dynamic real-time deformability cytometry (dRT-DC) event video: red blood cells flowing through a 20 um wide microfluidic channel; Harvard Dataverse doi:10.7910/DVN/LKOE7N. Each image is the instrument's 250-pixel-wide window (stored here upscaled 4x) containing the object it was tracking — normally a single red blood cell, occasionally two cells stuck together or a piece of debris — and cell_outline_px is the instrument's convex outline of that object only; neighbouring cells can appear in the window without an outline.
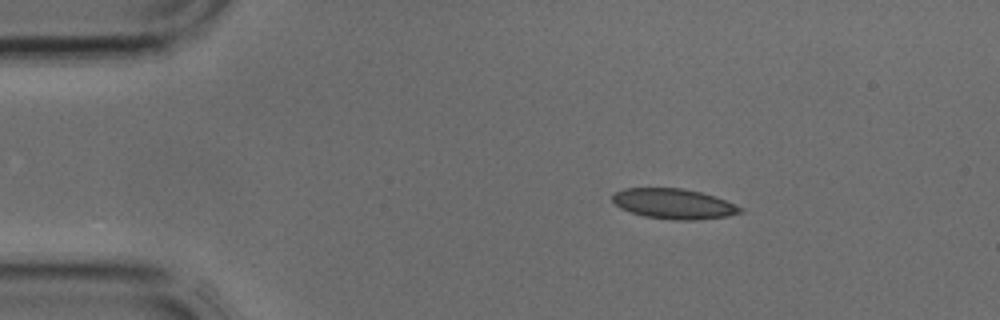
{"species": "common noctule bat (a hibernating species)", "species_latin": "Nyctalus noctula", "temperature_condition": "cold", "stored_images_in_passage": 3, "camera_frame_rate_fps": 3000, "um_per_image_px": 0.085, "animal": {"sex": "male", "body_mass_g": 17.9, "forearm_length_mm": 54.2}, "frame": {"image": 1, "passage_image": 1, "time_ms": 0.0, "image_size_px": [1000, 320], "cell_outline_px": [[744, 212], [728, 216], [696, 220], [676, 220], [644, 216], [620, 208], [612, 200], [612, 196], [616, 192], [624, 188], [680, 188], [700, 192], [724, 200], [744, 208]], "centroid_in_image_um": [57.28, 17.33], "position_along_channel_um": 27.7, "area_um2": 22.31}}
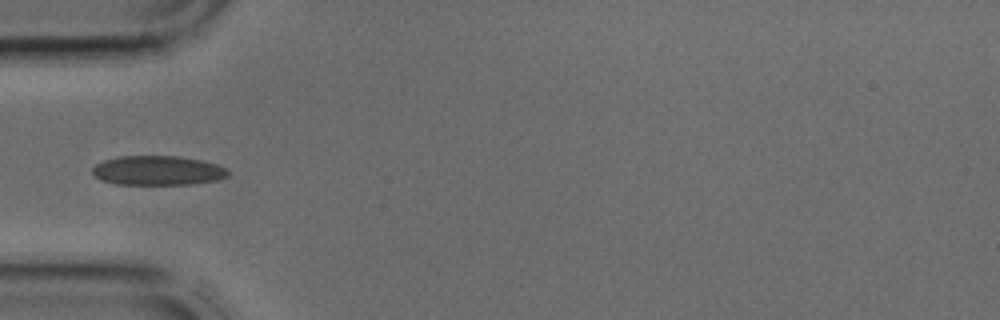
{"frame": {"image": 2, "passage_image": 3, "time_ms": 0.667, "image_size_px": [1000, 320], "cell_outline_px": [[228, 176], [216, 180], [192, 184], [116, 184], [100, 180], [92, 172], [92, 168], [96, 164], [104, 160], [120, 156], [176, 156], [200, 160], [216, 164], [224, 168], [228, 172]], "centroid_in_image_um": [13.37, 14.49], "position_along_channel_um": 71.6, "area_um2": 23.06}}